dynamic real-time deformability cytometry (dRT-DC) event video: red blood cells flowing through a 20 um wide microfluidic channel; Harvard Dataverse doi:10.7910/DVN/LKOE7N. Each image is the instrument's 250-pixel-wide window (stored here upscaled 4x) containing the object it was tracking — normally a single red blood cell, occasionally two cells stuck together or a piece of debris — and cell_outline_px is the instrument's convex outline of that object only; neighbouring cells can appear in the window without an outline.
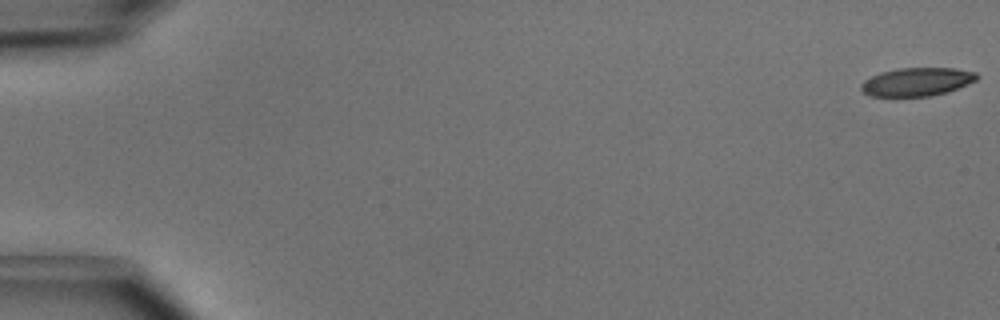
{"species": "common noctule bat (a hibernating species)", "species_latin": "Nyctalus noctula", "temperature_condition": "cold", "stored_images_in_passage": 50, "camera_frame_rate_fps": 3000, "um_per_image_px": 0.085, "animal": {"sex": "male", "body_mass_g": 15.6}, "frame": {"image": 1, "passage_image": 1, "time_ms": 0.0, "image_size_px": [1000, 320], "cell_outline_px": [[980, 76], [976, 80], [968, 84], [944, 92], [928, 96], [872, 96], [864, 92], [860, 88], [860, 84], [864, 80], [880, 72], [896, 68], [952, 68], [976, 72]], "centroid_in_image_um": [77.92, 6.94], "position_along_channel_um": 7.1, "area_um2": 18.96}}
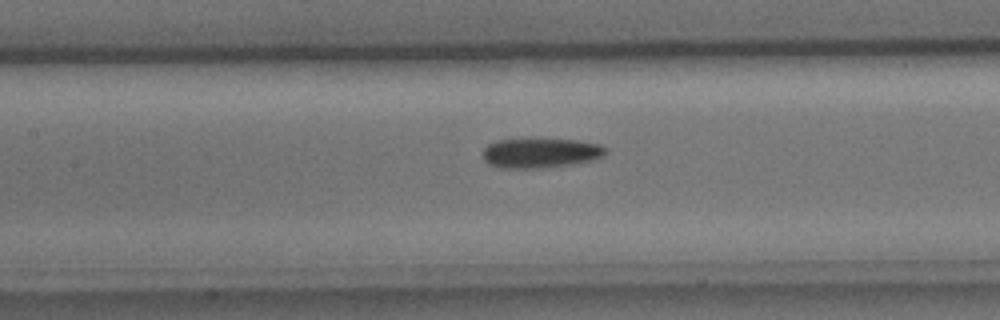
{"frame": {"image": 2, "passage_image": 24, "time_ms": 7.667, "image_size_px": [1000, 320], "cell_outline_px": [[608, 152], [604, 156], [592, 160], [572, 164], [540, 168], [496, 168], [488, 164], [484, 160], [484, 148], [488, 144], [496, 140], [576, 140], [600, 144], [608, 148]], "centroid_in_image_um": [45.96, 13.02], "position_along_channel_um": 161.4, "area_um2": 21.21}}
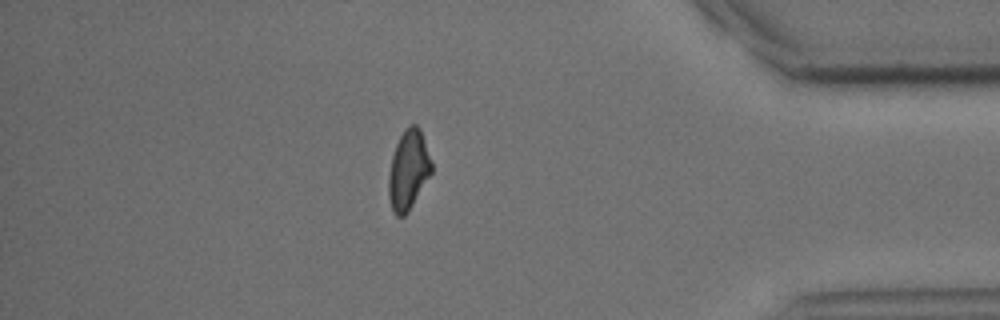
{"frame": {"image": 3, "passage_image": 44, "time_ms": 14.333, "image_size_px": [1000, 320], "cell_outline_px": [[432, 172], [408, 212], [404, 216], [396, 216], [392, 212], [388, 196], [388, 176], [392, 156], [396, 144], [404, 128], [408, 124], [416, 124], [420, 128], [432, 164]], "centroid_in_image_um": [34.69, 14.45], "position_along_channel_um": 400.5, "area_um2": 19.94}, "authors_computed_cell_mechanics": {"area_um2": 20.6346, "velocity_mm_per_s": 4.0547, "shape_relaxation_time_tau1_ms": 6.8057, "shape_relaxation_time_tau2_ms": 6.0035, "deformation_change_tau1": 0.1906, "deformation_change_tau2": 0.1463}}